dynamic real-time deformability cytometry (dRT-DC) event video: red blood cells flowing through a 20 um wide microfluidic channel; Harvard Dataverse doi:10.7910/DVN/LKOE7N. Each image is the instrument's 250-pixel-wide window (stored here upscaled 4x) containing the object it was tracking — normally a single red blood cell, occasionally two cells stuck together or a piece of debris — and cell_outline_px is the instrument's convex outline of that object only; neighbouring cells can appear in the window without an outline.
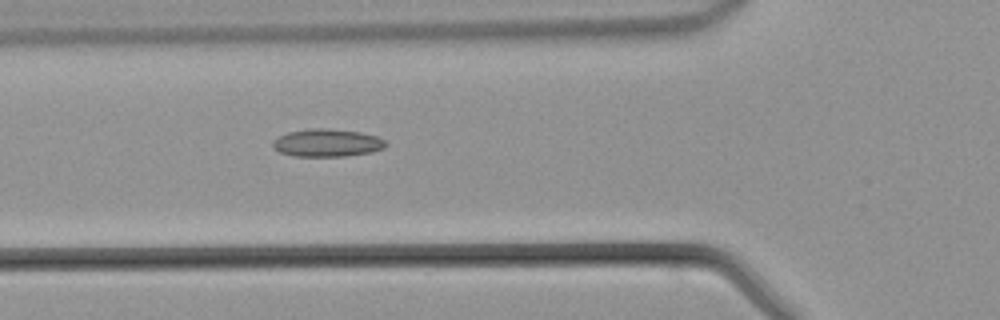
{"species": "common noctule bat (a hibernating species)", "species_latin": "Nyctalus noctula", "temperature_condition": "warm", "stored_images_in_passage": 35, "camera_frame_rate_fps": 3000, "um_per_image_px": 0.085, "animal": {"sex": "male", "body_mass_g": 21.5, "forearm_length_mm": 52.0}, "frame": {"image": 1, "passage_image": 6, "time_ms": 1.667, "image_size_px": [1000, 320], "cell_outline_px": [[388, 144], [384, 148], [372, 152], [344, 156], [292, 156], [280, 152], [272, 148], [272, 140], [288, 132], [312, 128], [328, 128], [360, 132], [380, 136]], "centroid_in_image_um": [27.81, 12.14], "position_along_channel_um": 98.0, "area_um2": 18.44}}
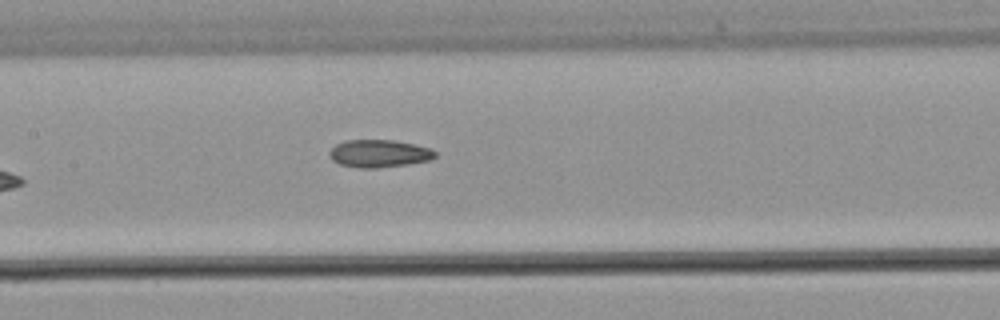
{"frame": {"image": 2, "passage_image": 11, "time_ms": 3.333, "image_size_px": [1000, 320], "cell_outline_px": [[436, 156], [432, 160], [376, 168], [360, 168], [340, 164], [332, 160], [328, 156], [328, 152], [336, 144], [344, 140], [396, 140], [432, 148], [436, 152]], "centroid_in_image_um": [32.22, 13.04], "position_along_channel_um": 175.2, "area_um2": 17.11}}